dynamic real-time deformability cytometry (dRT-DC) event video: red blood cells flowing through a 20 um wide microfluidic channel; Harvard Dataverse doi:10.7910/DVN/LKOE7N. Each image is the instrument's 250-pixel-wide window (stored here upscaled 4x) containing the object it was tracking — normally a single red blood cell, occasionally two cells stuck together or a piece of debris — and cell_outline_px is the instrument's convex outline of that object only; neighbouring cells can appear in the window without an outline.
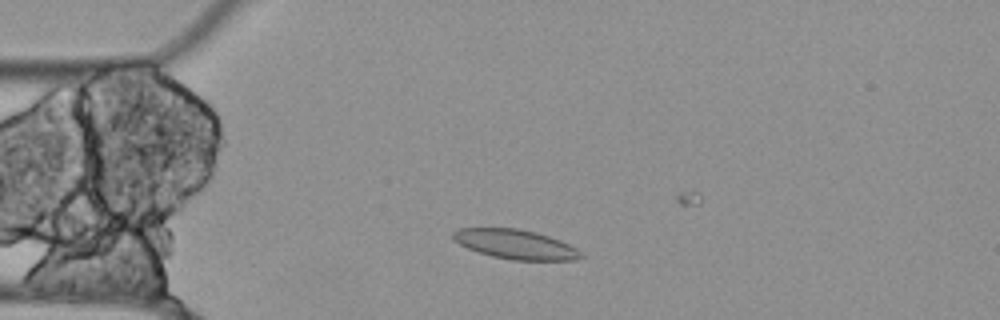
{"species": "Egyptian fruit bat (a non-hibernating species)", "species_latin": "Rousettus aegyptiacus", "temperature_condition": "cold", "stored_images_in_passage": 13, "camera_frame_rate_fps": 3000, "um_per_image_px": 0.085, "animal": {"sex": "female"}, "frame": {"image": 1, "passage_image": 8, "time_ms": 2.333, "image_size_px": [1000, 320], "cell_outline_px": [[584, 256], [576, 260], [512, 260], [492, 256], [468, 248], [460, 244], [452, 236], [452, 232], [460, 228], [516, 228], [536, 232], [560, 240], [576, 248]], "centroid_in_image_um": [43.83, 20.76], "position_along_channel_um": 41.2, "area_um2": 21.73}}